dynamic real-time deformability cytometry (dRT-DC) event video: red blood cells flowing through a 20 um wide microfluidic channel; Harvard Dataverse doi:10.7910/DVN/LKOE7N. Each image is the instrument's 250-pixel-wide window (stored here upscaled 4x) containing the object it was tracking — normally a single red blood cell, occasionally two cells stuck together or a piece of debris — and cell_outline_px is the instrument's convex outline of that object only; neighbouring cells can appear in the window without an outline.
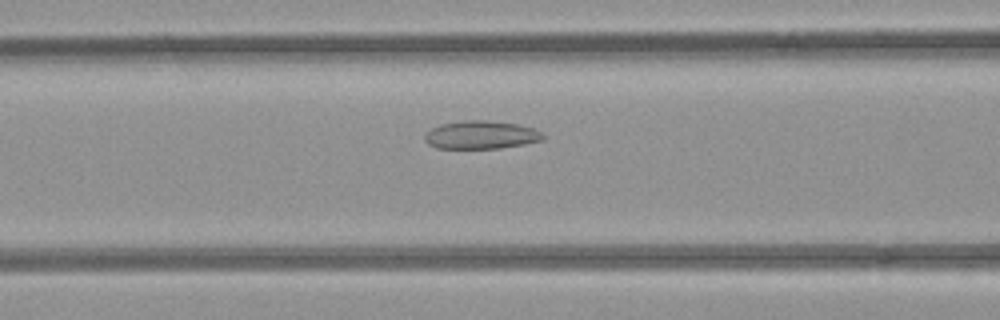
{"species": "common noctule bat (a hibernating species)", "species_latin": "Nyctalus noctula", "temperature_condition": "room temperature", "stored_images_in_passage": 30, "segment_of_instrument_passage": [1, 2], "camera_frame_rate_fps": 3000, "um_per_image_px": 0.085, "animal": {"sex": "female", "body_mass_g": 21.9}, "frame": {"image": 1, "passage_image": 9, "time_ms": 2.667, "image_size_px": [1000, 320], "cell_outline_px": [[544, 140], [524, 144], [500, 148], [436, 148], [428, 144], [424, 140], [424, 136], [432, 128], [440, 124], [464, 120], [484, 120], [516, 124], [532, 128], [540, 132], [544, 136]], "centroid_in_image_um": [40.86, 11.47], "position_along_channel_um": 125.7, "area_um2": 19.25}}
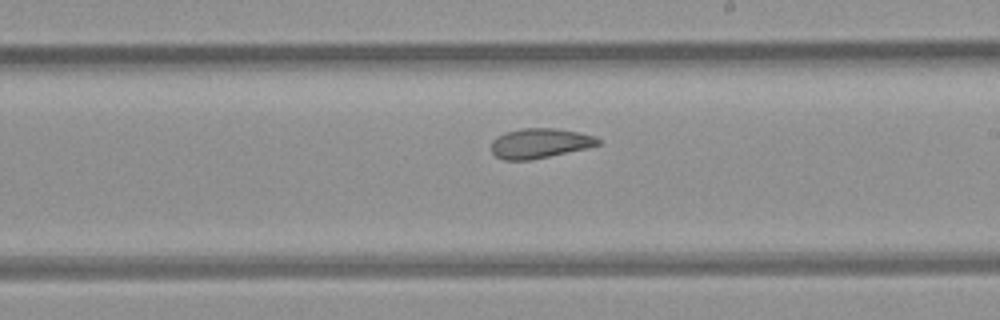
{"frame": {"image": 2, "passage_image": 18, "time_ms": 5.667, "image_size_px": [1000, 320], "cell_outline_px": [[600, 144], [584, 148], [532, 160], [504, 160], [496, 156], [492, 152], [492, 140], [496, 136], [504, 132], [520, 128], [556, 128], [596, 136], [600, 140]], "centroid_in_image_um": [45.84, 12.17], "position_along_channel_um": 243.2, "area_um2": 18.5}}
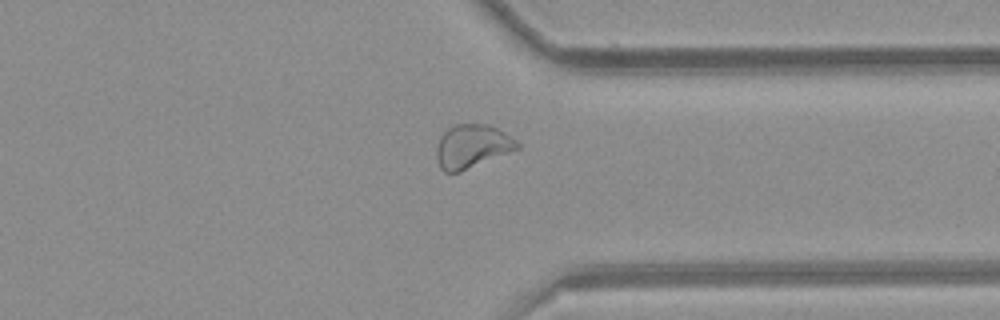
{"frame": {"image": 3, "passage_image": 28, "time_ms": 9.0, "image_size_px": [1000, 320], "cell_outline_px": [[520, 148], [460, 172], [444, 172], [440, 168], [436, 160], [436, 148], [440, 136], [452, 124], [488, 124], [504, 132], [516, 140], [520, 144]], "centroid_in_image_um": [40.1, 12.44], "position_along_channel_um": 371.3, "area_um2": 20.58}}